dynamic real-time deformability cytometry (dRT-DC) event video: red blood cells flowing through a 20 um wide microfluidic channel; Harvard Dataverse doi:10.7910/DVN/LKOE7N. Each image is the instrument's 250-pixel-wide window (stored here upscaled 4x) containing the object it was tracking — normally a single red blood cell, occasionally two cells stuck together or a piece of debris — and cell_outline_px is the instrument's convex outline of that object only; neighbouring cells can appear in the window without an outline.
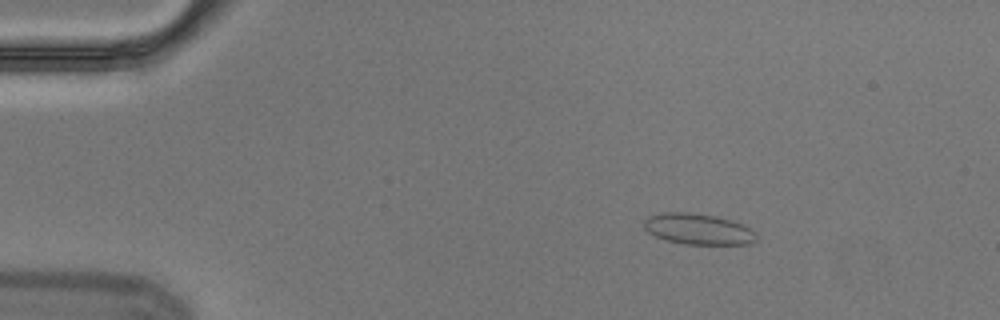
{"species": "Egyptian fruit bat (a non-hibernating species)", "species_latin": "Rousettus aegyptiacus", "temperature_condition": "cold", "stored_images_in_passage": 5, "camera_frame_rate_fps": 3000, "um_per_image_px": 0.085, "animal": {"sex": "male"}, "frame": {"image": 1, "passage_image": 3, "time_ms": 0.667, "image_size_px": [1000, 320], "cell_outline_px": [[756, 240], [748, 244], [684, 244], [668, 240], [656, 236], [648, 232], [644, 228], [644, 220], [648, 216], [664, 212], [688, 212], [716, 216], [740, 224], [756, 232]], "centroid_in_image_um": [59.31, 19.47], "position_along_channel_um": 25.7, "area_um2": 20.0}}